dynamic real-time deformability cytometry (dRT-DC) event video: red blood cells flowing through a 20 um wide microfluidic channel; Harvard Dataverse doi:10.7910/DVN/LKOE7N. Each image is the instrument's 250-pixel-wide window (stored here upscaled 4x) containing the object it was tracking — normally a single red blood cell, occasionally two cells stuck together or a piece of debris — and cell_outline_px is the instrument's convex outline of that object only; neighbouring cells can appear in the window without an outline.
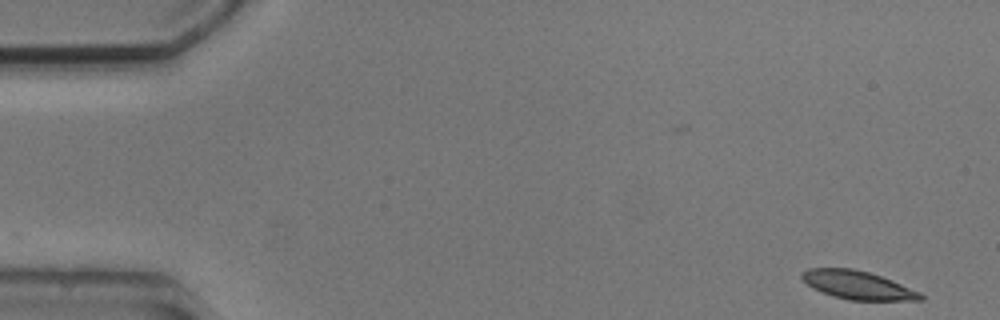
{"species": "common noctule bat (a hibernating species)", "species_latin": "Nyctalus noctula", "temperature_condition": "cold", "stored_images_in_passage": 4, "camera_frame_rate_fps": 3000, "um_per_image_px": 0.085, "animal": {"sex": "male", "body_mass_g": 20.5, "forearm_length_mm": 52.5}, "frame": {"image": 1, "passage_image": 1, "time_ms": 0.0, "image_size_px": [1000, 320], "cell_outline_px": [[924, 300], [848, 300], [832, 296], [812, 288], [800, 276], [800, 272], [808, 268], [852, 268], [868, 272], [892, 280], [920, 292], [924, 296]], "centroid_in_image_um": [72.88, 24.23], "position_along_channel_um": 12.1, "area_um2": 19.59}}
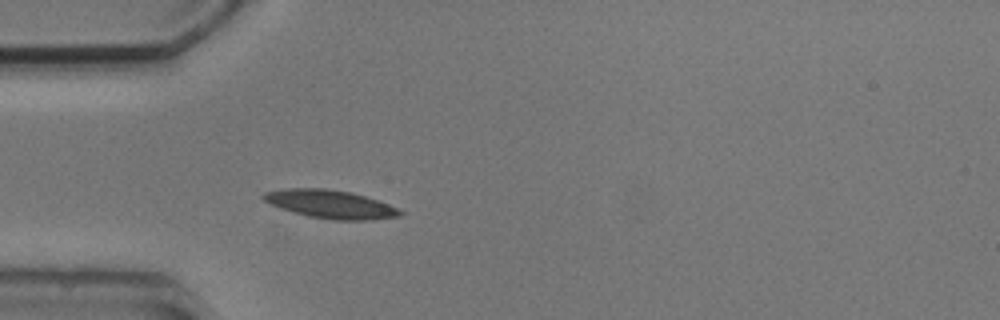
{"frame": {"image": 2, "passage_image": 4, "time_ms": 4.333, "image_size_px": [1000, 320], "cell_outline_px": [[404, 212], [400, 216], [372, 220], [332, 220], [308, 216], [280, 208], [264, 200], [260, 196], [264, 192], [284, 188], [324, 188], [348, 192], [364, 196], [388, 204]], "centroid_in_image_um": [28.06, 17.36], "position_along_channel_um": 56.9, "area_um2": 22.37}}